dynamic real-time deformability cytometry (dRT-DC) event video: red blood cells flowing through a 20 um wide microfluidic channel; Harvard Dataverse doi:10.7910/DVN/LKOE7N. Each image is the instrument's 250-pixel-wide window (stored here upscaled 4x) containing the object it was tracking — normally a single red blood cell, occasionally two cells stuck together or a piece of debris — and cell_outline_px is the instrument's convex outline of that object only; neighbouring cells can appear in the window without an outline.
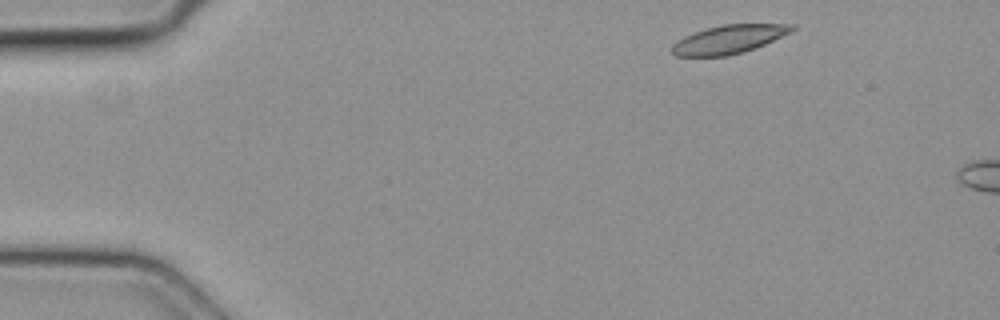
{"species": "common noctule bat (a hibernating species)", "species_latin": "Nyctalus noctula", "temperature_condition": "cold", "stored_images_in_passage": 3, "camera_frame_rate_fps": 3000, "um_per_image_px": 0.085, "animal": {"sex": "female", "body_mass_g": 19.3, "forearm_length_mm": 54.1}, "frame": {"image": 1, "passage_image": 1, "time_ms": 0.0, "image_size_px": [1000, 320], "cell_outline_px": [[796, 28], [764, 44], [744, 52], [728, 56], [676, 56], [672, 52], [672, 44], [676, 40], [684, 36], [708, 28], [724, 24], [796, 24]], "centroid_in_image_um": [61.92, 3.35], "position_along_channel_um": 23.1, "area_um2": 19.65}}